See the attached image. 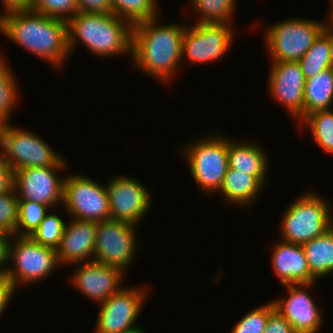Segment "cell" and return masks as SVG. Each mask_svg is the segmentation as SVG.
I'll return each mask as SVG.
<instances>
[{"mask_svg": "<svg viewBox=\"0 0 333 333\" xmlns=\"http://www.w3.org/2000/svg\"><path fill=\"white\" fill-rule=\"evenodd\" d=\"M3 13V14H2ZM0 33L59 71L69 61L67 22L31 9L0 13Z\"/></svg>", "mask_w": 333, "mask_h": 333, "instance_id": "obj_1", "label": "cell"}, {"mask_svg": "<svg viewBox=\"0 0 333 333\" xmlns=\"http://www.w3.org/2000/svg\"><path fill=\"white\" fill-rule=\"evenodd\" d=\"M162 23V24H160ZM187 24L159 22L158 17L132 28L131 63L168 87L182 64V38ZM167 84V85H166Z\"/></svg>", "mask_w": 333, "mask_h": 333, "instance_id": "obj_2", "label": "cell"}, {"mask_svg": "<svg viewBox=\"0 0 333 333\" xmlns=\"http://www.w3.org/2000/svg\"><path fill=\"white\" fill-rule=\"evenodd\" d=\"M132 28L115 14L78 12L67 22L69 53L72 55L79 42L95 58L128 55L131 60Z\"/></svg>", "mask_w": 333, "mask_h": 333, "instance_id": "obj_3", "label": "cell"}, {"mask_svg": "<svg viewBox=\"0 0 333 333\" xmlns=\"http://www.w3.org/2000/svg\"><path fill=\"white\" fill-rule=\"evenodd\" d=\"M205 135L177 149L184 156L191 178L208 197V194L212 196L220 190L229 167L228 136L221 135L219 131Z\"/></svg>", "mask_w": 333, "mask_h": 333, "instance_id": "obj_4", "label": "cell"}, {"mask_svg": "<svg viewBox=\"0 0 333 333\" xmlns=\"http://www.w3.org/2000/svg\"><path fill=\"white\" fill-rule=\"evenodd\" d=\"M331 205L325 196L313 190L302 192L282 214L280 239L303 245L323 235L333 226Z\"/></svg>", "mask_w": 333, "mask_h": 333, "instance_id": "obj_5", "label": "cell"}, {"mask_svg": "<svg viewBox=\"0 0 333 333\" xmlns=\"http://www.w3.org/2000/svg\"><path fill=\"white\" fill-rule=\"evenodd\" d=\"M15 125H0V157L12 171L33 167H68V161L34 132Z\"/></svg>", "mask_w": 333, "mask_h": 333, "instance_id": "obj_6", "label": "cell"}, {"mask_svg": "<svg viewBox=\"0 0 333 333\" xmlns=\"http://www.w3.org/2000/svg\"><path fill=\"white\" fill-rule=\"evenodd\" d=\"M8 262L3 276L16 293L19 286L35 285L49 279L55 267L60 265L55 249L36 243L30 237L15 235L9 243Z\"/></svg>", "mask_w": 333, "mask_h": 333, "instance_id": "obj_7", "label": "cell"}, {"mask_svg": "<svg viewBox=\"0 0 333 333\" xmlns=\"http://www.w3.org/2000/svg\"><path fill=\"white\" fill-rule=\"evenodd\" d=\"M272 24L267 26L263 36L270 62L299 61L328 26L326 20L298 16Z\"/></svg>", "mask_w": 333, "mask_h": 333, "instance_id": "obj_8", "label": "cell"}, {"mask_svg": "<svg viewBox=\"0 0 333 333\" xmlns=\"http://www.w3.org/2000/svg\"><path fill=\"white\" fill-rule=\"evenodd\" d=\"M138 227L113 219L97 222L94 260L126 273L139 260L136 259L141 246Z\"/></svg>", "mask_w": 333, "mask_h": 333, "instance_id": "obj_9", "label": "cell"}, {"mask_svg": "<svg viewBox=\"0 0 333 333\" xmlns=\"http://www.w3.org/2000/svg\"><path fill=\"white\" fill-rule=\"evenodd\" d=\"M62 206L73 219L95 222L110 219L106 184L101 185L84 174L66 172Z\"/></svg>", "mask_w": 333, "mask_h": 333, "instance_id": "obj_10", "label": "cell"}, {"mask_svg": "<svg viewBox=\"0 0 333 333\" xmlns=\"http://www.w3.org/2000/svg\"><path fill=\"white\" fill-rule=\"evenodd\" d=\"M148 287L140 284L125 286L120 292L99 304L93 332L123 333L141 326L136 320L141 316L144 303L148 301L151 293Z\"/></svg>", "mask_w": 333, "mask_h": 333, "instance_id": "obj_11", "label": "cell"}, {"mask_svg": "<svg viewBox=\"0 0 333 333\" xmlns=\"http://www.w3.org/2000/svg\"><path fill=\"white\" fill-rule=\"evenodd\" d=\"M188 24L182 38V59L205 65L226 56L235 36L231 24Z\"/></svg>", "mask_w": 333, "mask_h": 333, "instance_id": "obj_12", "label": "cell"}, {"mask_svg": "<svg viewBox=\"0 0 333 333\" xmlns=\"http://www.w3.org/2000/svg\"><path fill=\"white\" fill-rule=\"evenodd\" d=\"M107 181L110 219L140 225L152 208L153 199L149 187L127 174H114Z\"/></svg>", "mask_w": 333, "mask_h": 333, "instance_id": "obj_13", "label": "cell"}, {"mask_svg": "<svg viewBox=\"0 0 333 333\" xmlns=\"http://www.w3.org/2000/svg\"><path fill=\"white\" fill-rule=\"evenodd\" d=\"M69 167L21 168L13 172V187L19 200H28L49 206L62 207L64 179ZM63 171H66L65 174ZM63 173L60 176L59 173Z\"/></svg>", "mask_w": 333, "mask_h": 333, "instance_id": "obj_14", "label": "cell"}, {"mask_svg": "<svg viewBox=\"0 0 333 333\" xmlns=\"http://www.w3.org/2000/svg\"><path fill=\"white\" fill-rule=\"evenodd\" d=\"M317 283L284 285L288 296L272 299L275 309L292 325L295 333H319L323 328V310L309 292Z\"/></svg>", "mask_w": 333, "mask_h": 333, "instance_id": "obj_15", "label": "cell"}, {"mask_svg": "<svg viewBox=\"0 0 333 333\" xmlns=\"http://www.w3.org/2000/svg\"><path fill=\"white\" fill-rule=\"evenodd\" d=\"M271 65V66H270ZM268 93L283 105L297 125L304 119V88L306 79L298 61L270 62Z\"/></svg>", "mask_w": 333, "mask_h": 333, "instance_id": "obj_16", "label": "cell"}, {"mask_svg": "<svg viewBox=\"0 0 333 333\" xmlns=\"http://www.w3.org/2000/svg\"><path fill=\"white\" fill-rule=\"evenodd\" d=\"M77 265L76 269L75 266ZM74 271L68 280L84 297L98 305L120 292L125 286V273L119 268L104 265L95 260L73 264Z\"/></svg>", "mask_w": 333, "mask_h": 333, "instance_id": "obj_17", "label": "cell"}, {"mask_svg": "<svg viewBox=\"0 0 333 333\" xmlns=\"http://www.w3.org/2000/svg\"><path fill=\"white\" fill-rule=\"evenodd\" d=\"M69 219L56 249L60 266L94 260L97 222Z\"/></svg>", "mask_w": 333, "mask_h": 333, "instance_id": "obj_18", "label": "cell"}, {"mask_svg": "<svg viewBox=\"0 0 333 333\" xmlns=\"http://www.w3.org/2000/svg\"><path fill=\"white\" fill-rule=\"evenodd\" d=\"M271 248V265L280 284H306L317 282L310 274L302 245L279 240Z\"/></svg>", "mask_w": 333, "mask_h": 333, "instance_id": "obj_19", "label": "cell"}, {"mask_svg": "<svg viewBox=\"0 0 333 333\" xmlns=\"http://www.w3.org/2000/svg\"><path fill=\"white\" fill-rule=\"evenodd\" d=\"M253 140L228 137L229 168L254 176L265 187L271 161L263 146Z\"/></svg>", "mask_w": 333, "mask_h": 333, "instance_id": "obj_20", "label": "cell"}, {"mask_svg": "<svg viewBox=\"0 0 333 333\" xmlns=\"http://www.w3.org/2000/svg\"><path fill=\"white\" fill-rule=\"evenodd\" d=\"M264 188L254 176L228 167L223 184L215 195L219 194L227 205L247 208L260 200Z\"/></svg>", "mask_w": 333, "mask_h": 333, "instance_id": "obj_21", "label": "cell"}, {"mask_svg": "<svg viewBox=\"0 0 333 333\" xmlns=\"http://www.w3.org/2000/svg\"><path fill=\"white\" fill-rule=\"evenodd\" d=\"M311 276L316 280L333 274V226L302 245Z\"/></svg>", "mask_w": 333, "mask_h": 333, "instance_id": "obj_22", "label": "cell"}, {"mask_svg": "<svg viewBox=\"0 0 333 333\" xmlns=\"http://www.w3.org/2000/svg\"><path fill=\"white\" fill-rule=\"evenodd\" d=\"M333 109V69L328 68L306 79L304 118L319 110Z\"/></svg>", "mask_w": 333, "mask_h": 333, "instance_id": "obj_23", "label": "cell"}, {"mask_svg": "<svg viewBox=\"0 0 333 333\" xmlns=\"http://www.w3.org/2000/svg\"><path fill=\"white\" fill-rule=\"evenodd\" d=\"M332 29L328 26L315 39L309 50L298 61L305 79L330 68Z\"/></svg>", "mask_w": 333, "mask_h": 333, "instance_id": "obj_24", "label": "cell"}, {"mask_svg": "<svg viewBox=\"0 0 333 333\" xmlns=\"http://www.w3.org/2000/svg\"><path fill=\"white\" fill-rule=\"evenodd\" d=\"M7 60V61H6ZM7 56L0 51V125L10 124L13 112L20 103V89Z\"/></svg>", "mask_w": 333, "mask_h": 333, "instance_id": "obj_25", "label": "cell"}, {"mask_svg": "<svg viewBox=\"0 0 333 333\" xmlns=\"http://www.w3.org/2000/svg\"><path fill=\"white\" fill-rule=\"evenodd\" d=\"M196 22L201 24H233L237 0H189Z\"/></svg>", "mask_w": 333, "mask_h": 333, "instance_id": "obj_26", "label": "cell"}, {"mask_svg": "<svg viewBox=\"0 0 333 333\" xmlns=\"http://www.w3.org/2000/svg\"><path fill=\"white\" fill-rule=\"evenodd\" d=\"M298 126L299 129L308 128L317 146L323 152L333 155V109L315 111L307 115Z\"/></svg>", "mask_w": 333, "mask_h": 333, "instance_id": "obj_27", "label": "cell"}, {"mask_svg": "<svg viewBox=\"0 0 333 333\" xmlns=\"http://www.w3.org/2000/svg\"><path fill=\"white\" fill-rule=\"evenodd\" d=\"M111 2L114 14L128 21L132 26L139 22L161 17L158 0H111Z\"/></svg>", "mask_w": 333, "mask_h": 333, "instance_id": "obj_28", "label": "cell"}, {"mask_svg": "<svg viewBox=\"0 0 333 333\" xmlns=\"http://www.w3.org/2000/svg\"><path fill=\"white\" fill-rule=\"evenodd\" d=\"M49 210L52 209L47 205L28 200H19L16 236L30 237Z\"/></svg>", "mask_w": 333, "mask_h": 333, "instance_id": "obj_29", "label": "cell"}, {"mask_svg": "<svg viewBox=\"0 0 333 333\" xmlns=\"http://www.w3.org/2000/svg\"><path fill=\"white\" fill-rule=\"evenodd\" d=\"M63 218L58 212L50 213L49 210L30 238L36 243L56 250L67 224Z\"/></svg>", "mask_w": 333, "mask_h": 333, "instance_id": "obj_30", "label": "cell"}, {"mask_svg": "<svg viewBox=\"0 0 333 333\" xmlns=\"http://www.w3.org/2000/svg\"><path fill=\"white\" fill-rule=\"evenodd\" d=\"M274 308L272 300L252 308L235 323L230 333H263L269 314Z\"/></svg>", "mask_w": 333, "mask_h": 333, "instance_id": "obj_31", "label": "cell"}, {"mask_svg": "<svg viewBox=\"0 0 333 333\" xmlns=\"http://www.w3.org/2000/svg\"><path fill=\"white\" fill-rule=\"evenodd\" d=\"M29 9L66 22L78 13L76 0H32Z\"/></svg>", "mask_w": 333, "mask_h": 333, "instance_id": "obj_32", "label": "cell"}, {"mask_svg": "<svg viewBox=\"0 0 333 333\" xmlns=\"http://www.w3.org/2000/svg\"><path fill=\"white\" fill-rule=\"evenodd\" d=\"M18 205L19 199L14 187L0 194V231L16 236Z\"/></svg>", "mask_w": 333, "mask_h": 333, "instance_id": "obj_33", "label": "cell"}, {"mask_svg": "<svg viewBox=\"0 0 333 333\" xmlns=\"http://www.w3.org/2000/svg\"><path fill=\"white\" fill-rule=\"evenodd\" d=\"M78 12L114 14L111 0H76Z\"/></svg>", "mask_w": 333, "mask_h": 333, "instance_id": "obj_34", "label": "cell"}, {"mask_svg": "<svg viewBox=\"0 0 333 333\" xmlns=\"http://www.w3.org/2000/svg\"><path fill=\"white\" fill-rule=\"evenodd\" d=\"M263 333H295L292 325L274 308Z\"/></svg>", "mask_w": 333, "mask_h": 333, "instance_id": "obj_35", "label": "cell"}, {"mask_svg": "<svg viewBox=\"0 0 333 333\" xmlns=\"http://www.w3.org/2000/svg\"><path fill=\"white\" fill-rule=\"evenodd\" d=\"M15 289L12 285L4 278V276H0V317H2L10 305V301L12 300Z\"/></svg>", "mask_w": 333, "mask_h": 333, "instance_id": "obj_36", "label": "cell"}, {"mask_svg": "<svg viewBox=\"0 0 333 333\" xmlns=\"http://www.w3.org/2000/svg\"><path fill=\"white\" fill-rule=\"evenodd\" d=\"M12 234L0 231V276H3L8 265L9 243Z\"/></svg>", "mask_w": 333, "mask_h": 333, "instance_id": "obj_37", "label": "cell"}, {"mask_svg": "<svg viewBox=\"0 0 333 333\" xmlns=\"http://www.w3.org/2000/svg\"><path fill=\"white\" fill-rule=\"evenodd\" d=\"M13 187V171L0 157V194Z\"/></svg>", "mask_w": 333, "mask_h": 333, "instance_id": "obj_38", "label": "cell"}, {"mask_svg": "<svg viewBox=\"0 0 333 333\" xmlns=\"http://www.w3.org/2000/svg\"><path fill=\"white\" fill-rule=\"evenodd\" d=\"M2 8V12H6L9 10H17V9H28L32 3V0H0Z\"/></svg>", "mask_w": 333, "mask_h": 333, "instance_id": "obj_39", "label": "cell"}, {"mask_svg": "<svg viewBox=\"0 0 333 333\" xmlns=\"http://www.w3.org/2000/svg\"><path fill=\"white\" fill-rule=\"evenodd\" d=\"M331 5H329V13H328V18L327 20V25L329 28L333 29V0L330 1Z\"/></svg>", "mask_w": 333, "mask_h": 333, "instance_id": "obj_40", "label": "cell"}, {"mask_svg": "<svg viewBox=\"0 0 333 333\" xmlns=\"http://www.w3.org/2000/svg\"><path fill=\"white\" fill-rule=\"evenodd\" d=\"M123 333H145V331H144L143 326H141V327L138 326V327H136V328H134L132 330H129V331L123 332Z\"/></svg>", "mask_w": 333, "mask_h": 333, "instance_id": "obj_41", "label": "cell"}, {"mask_svg": "<svg viewBox=\"0 0 333 333\" xmlns=\"http://www.w3.org/2000/svg\"><path fill=\"white\" fill-rule=\"evenodd\" d=\"M330 68L333 69V29H332V47H331V56H330Z\"/></svg>", "mask_w": 333, "mask_h": 333, "instance_id": "obj_42", "label": "cell"}]
</instances>
